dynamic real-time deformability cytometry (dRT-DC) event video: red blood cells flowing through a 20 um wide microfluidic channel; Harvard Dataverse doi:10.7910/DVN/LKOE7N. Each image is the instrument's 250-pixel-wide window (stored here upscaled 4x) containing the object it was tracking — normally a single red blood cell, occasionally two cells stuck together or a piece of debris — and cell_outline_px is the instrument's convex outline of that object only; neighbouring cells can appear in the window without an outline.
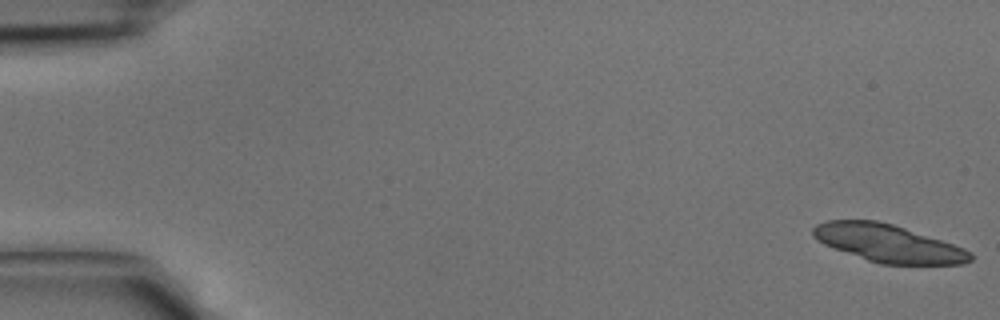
{"species": "common noctule bat (a hibernating species)", "species_latin": "Nyctalus noctula", "temperature_condition": "cold", "stored_images_in_passage": 42, "camera_frame_rate_fps": 3000, "um_per_image_px": 0.085, "animal": {"sex": "male", "body_mass_g": 15.6}, "frame": {"image": 1, "passage_image": 1, "time_ms": 0.0, "image_size_px": [1000, 320], "cell_outline_px": [[972, 260], [964, 264], [880, 264], [868, 260], [824, 244], [816, 240], [812, 236], [812, 228], [816, 224], [828, 220], [876, 220], [892, 224], [964, 248], [972, 252]], "centroid_in_image_um": [75.47, 20.68], "position_along_channel_um": 9.5, "area_um2": 34.1}}
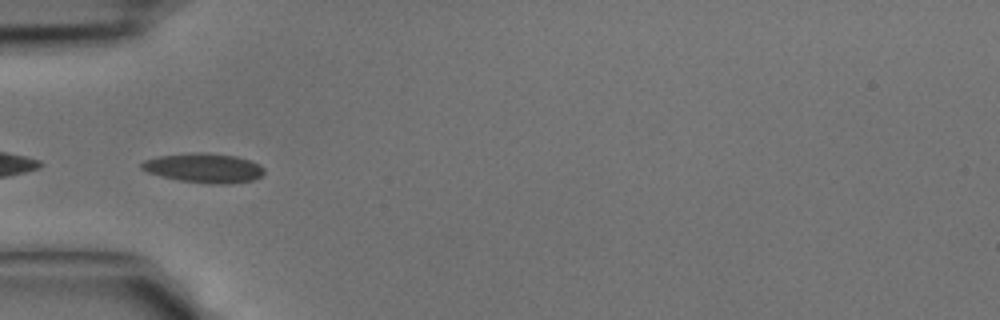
{"frame": {"image": 2, "passage_image": 14, "time_ms": 4.333, "image_size_px": [1000, 320], "cell_outline_px": [[264, 172], [260, 176], [252, 180], [224, 184], [212, 184], [180, 180], [160, 176], [148, 172], [140, 168], [140, 164], [144, 160], [156, 156], [196, 152], [204, 152], [236, 156], [260, 164], [264, 168]], "centroid_in_image_um": [17.3, 14.27], "position_along_channel_um": 67.7, "area_um2": 20.98}}
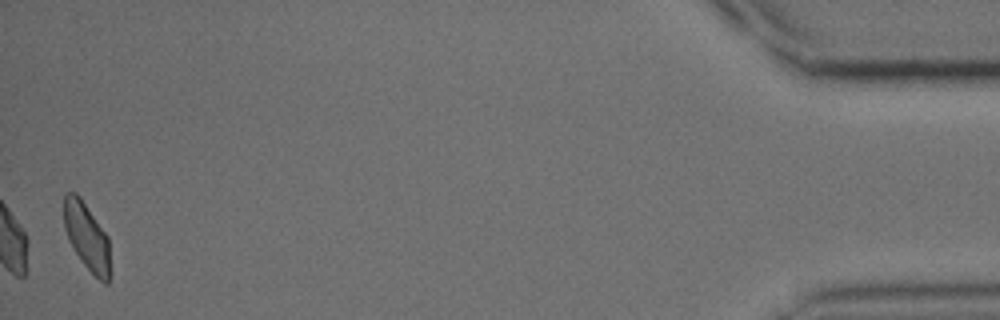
{"frame": {"image": 3, "passage_image": 42, "time_ms": 13.667, "image_size_px": [1000, 320], "cell_outline_px": [[112, 272], [108, 284], [104, 284], [84, 264], [68, 240], [64, 228], [64, 196], [68, 192], [76, 192], [80, 196], [108, 236]], "centroid_in_image_um": [7.42, 20.14], "position_along_channel_um": 427.8, "area_um2": 18.38}}